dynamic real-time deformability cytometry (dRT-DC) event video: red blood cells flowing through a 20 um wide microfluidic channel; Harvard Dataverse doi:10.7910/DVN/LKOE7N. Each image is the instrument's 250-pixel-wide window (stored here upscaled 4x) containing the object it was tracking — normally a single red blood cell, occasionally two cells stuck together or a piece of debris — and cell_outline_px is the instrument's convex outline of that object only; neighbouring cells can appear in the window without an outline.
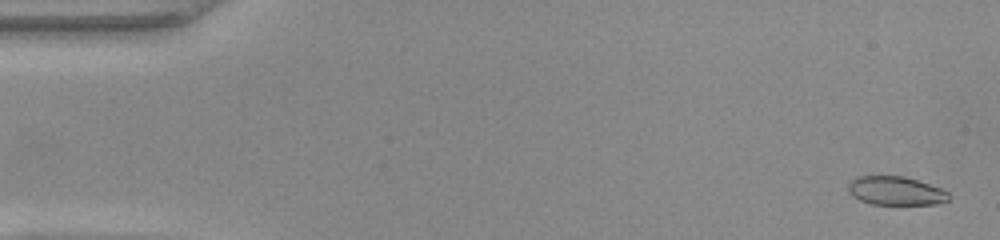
{"species": "common noctule bat (a hibernating species)", "species_latin": "Nyctalus noctula", "temperature_condition": "warm", "stored_images_in_passage": 53, "camera_frame_rate_fps": 3000, "um_per_image_px": 0.085, "animal": {"sex": "female", "body_mass_g": 22.0, "forearm_length_mm": 56.7}, "frame": {"image": 1, "passage_image": 2, "time_ms": 0.333, "image_size_px": [1000, 240], "cell_outline_px": [[948, 200], [936, 204], [872, 204], [860, 200], [852, 196], [848, 192], [848, 184], [856, 176], [904, 176], [940, 188], [948, 192]], "centroid_in_image_um": [76.09, 16.22], "position_along_channel_um": 8.9, "area_um2": 16.65}}
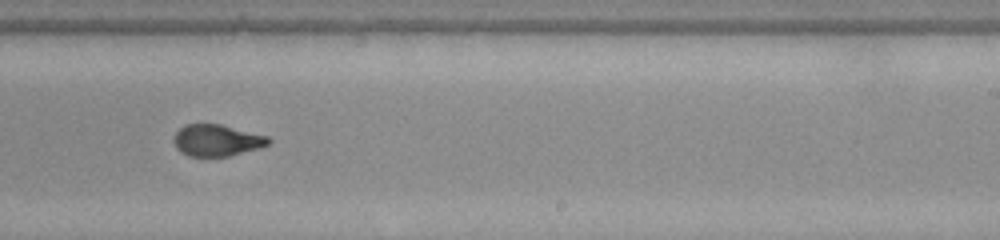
{"frame": {"image": 2, "passage_image": 32, "time_ms": 10.333, "image_size_px": [1000, 240], "cell_outline_px": [[272, 140], [268, 144], [256, 148], [228, 156], [188, 156], [180, 152], [176, 148], [172, 140], [176, 132], [184, 124], [220, 124], [268, 136]], "centroid_in_image_um": [18.38, 11.92], "position_along_channel_um": 270.6, "area_um2": 17.34}}
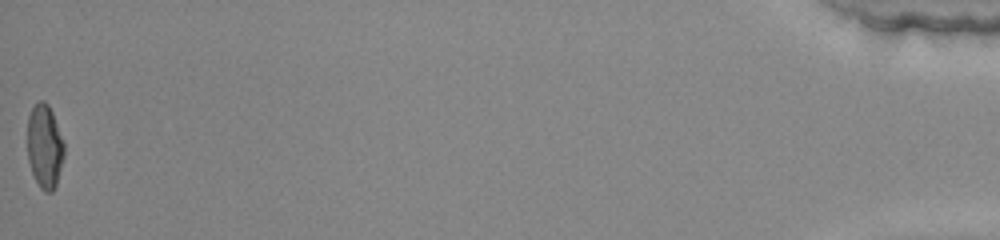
{"frame": {"image": 3, "passage_image": 52, "time_ms": 17.0, "image_size_px": [1000, 240], "cell_outline_px": [[64, 156], [56, 184], [52, 192], [44, 192], [40, 188], [32, 172], [28, 160], [28, 116], [32, 108], [40, 100], [44, 100], [48, 104], [52, 112], [64, 144]], "centroid_in_image_um": [3.79, 12.45], "position_along_channel_um": 431.4, "area_um2": 17.74}, "authors_computed_cell_mechanics": {"area_um2": 18.0914, "velocity_mm_per_s": 3.9461, "shape_relaxation_time_tau1_ms": null, "shape_relaxation_time_tau2_ms": 1.0951, "deformation_change_tau1": null, "deformation_change_tau2": 0.0587}}